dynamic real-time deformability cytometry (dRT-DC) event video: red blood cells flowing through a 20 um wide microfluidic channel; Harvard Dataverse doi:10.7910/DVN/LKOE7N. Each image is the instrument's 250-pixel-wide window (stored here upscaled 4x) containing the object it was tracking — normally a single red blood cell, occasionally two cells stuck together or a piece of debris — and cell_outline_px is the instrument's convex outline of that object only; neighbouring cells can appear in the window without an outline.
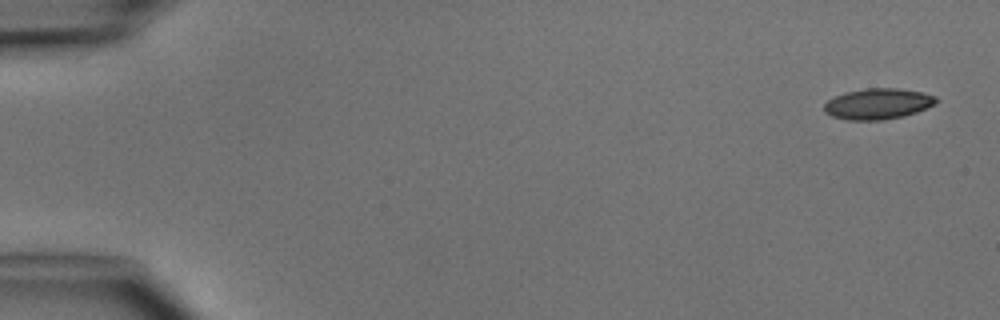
{"species": "common noctule bat (a hibernating species)", "species_latin": "Nyctalus noctula", "temperature_condition": "cold", "stored_images_in_passage": 5, "camera_frame_rate_fps": 3000, "um_per_image_px": 0.085, "animal": {"sex": "male", "body_mass_g": 15.6}, "frame": {"image": 1, "passage_image": 1, "time_ms": 0.0, "image_size_px": [1000, 320], "cell_outline_px": [[940, 100], [936, 104], [916, 112], [904, 116], [884, 120], [848, 120], [832, 116], [824, 112], [824, 104], [828, 100], [844, 92], [864, 88], [896, 88], [924, 92], [936, 96]], "centroid_in_image_um": [74.65, 8.82], "position_along_channel_um": 10.4, "area_um2": 20.35}}
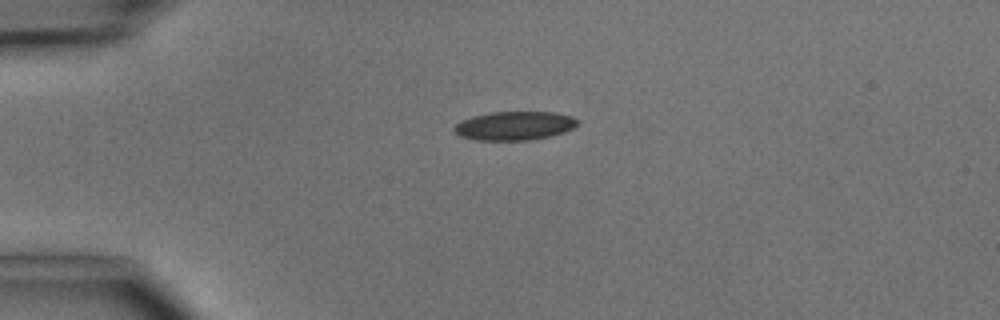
{"frame": {"image": 2, "passage_image": 4, "time_ms": 3.333, "image_size_px": [1000, 320], "cell_outline_px": [[580, 124], [564, 132], [552, 136], [532, 140], [476, 140], [460, 136], [452, 128], [460, 120], [472, 116], [492, 112], [552, 112], [572, 116], [580, 120]], "centroid_in_image_um": [43.75, 10.69], "position_along_channel_um": 41.2, "area_um2": 20.87}}